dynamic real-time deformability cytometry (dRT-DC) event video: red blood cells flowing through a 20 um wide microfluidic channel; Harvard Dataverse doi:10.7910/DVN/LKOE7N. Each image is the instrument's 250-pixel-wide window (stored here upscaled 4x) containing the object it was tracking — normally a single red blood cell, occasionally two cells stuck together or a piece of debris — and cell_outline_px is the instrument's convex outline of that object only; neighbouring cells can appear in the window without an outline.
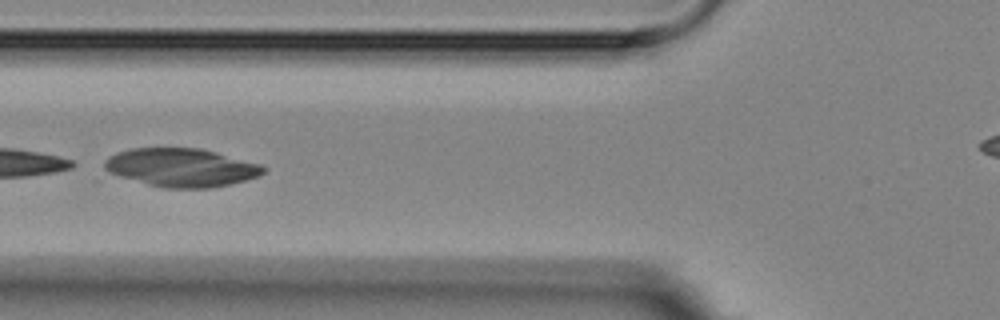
{"species": "Egyptian fruit bat (a non-hibernating species)", "species_latin": "Rousettus aegyptiacus", "temperature_condition": "room temperature", "stored_images_in_passage": 8, "camera_frame_rate_fps": 3000, "um_per_image_px": 0.085, "animal": {"sex": "female"}, "frame": {"image": 1, "passage_image": 6, "time_ms": 5.667, "image_size_px": [1000, 320], "cell_outline_px": [[268, 168], [260, 176], [232, 184], [212, 188], [164, 188], [104, 176], [104, 160], [108, 156], [116, 152], [132, 148], [200, 148], [216, 152], [260, 164]], "centroid_in_image_um": [15.29, 14.26], "position_along_channel_um": 110.5, "area_um2": 36.65}}
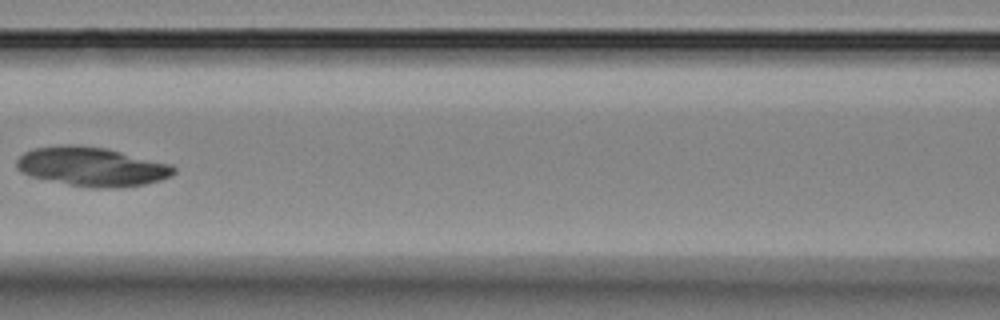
{"frame": {"image": 2, "passage_image": 7, "time_ms": 7.0, "image_size_px": [1000, 320], "cell_outline_px": [[176, 172], [172, 176], [160, 180], [144, 184], [120, 188], [92, 188], [68, 184], [28, 176], [16, 168], [16, 160], [24, 152], [32, 148], [64, 144], [72, 144], [108, 148], [172, 164], [176, 168]], "centroid_in_image_um": [7.81, 14.16], "position_along_channel_um": 158.8, "area_um2": 36.3}}
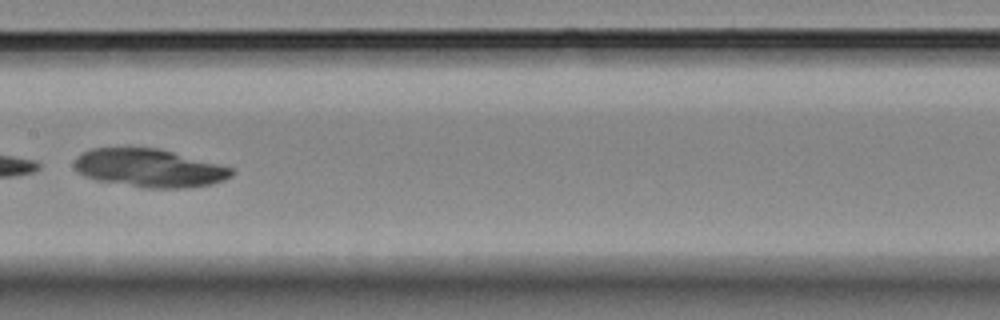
{"frame": {"image": 3, "passage_image": 8, "time_ms": 8.0, "image_size_px": [1000, 320], "cell_outline_px": [[232, 176], [224, 180], [212, 184], [192, 188], [144, 188], [96, 180], [84, 176], [76, 172], [72, 164], [84, 152], [92, 148], [160, 148], [232, 168]], "centroid_in_image_um": [12.68, 14.3], "position_along_channel_um": 194.7, "area_um2": 35.03}}